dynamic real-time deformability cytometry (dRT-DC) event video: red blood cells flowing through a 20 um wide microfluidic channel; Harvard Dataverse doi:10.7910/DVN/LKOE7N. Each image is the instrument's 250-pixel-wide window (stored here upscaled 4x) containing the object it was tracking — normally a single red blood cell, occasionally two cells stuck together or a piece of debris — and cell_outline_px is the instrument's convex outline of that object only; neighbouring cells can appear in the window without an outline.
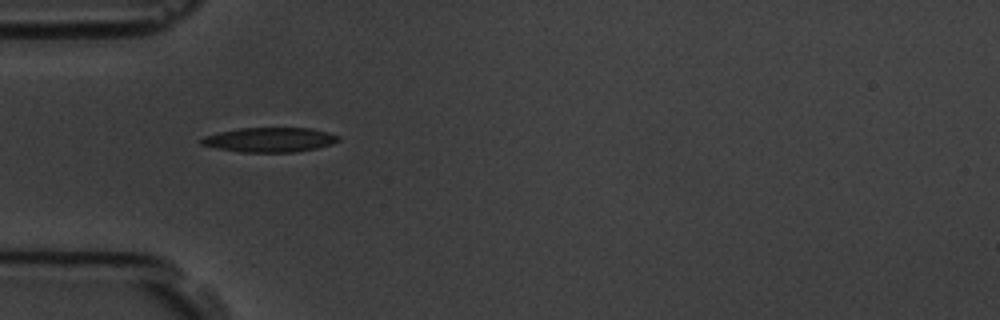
{"species": "common noctule bat (a hibernating species)", "species_latin": "Nyctalus noctula", "temperature_condition": "room temperature", "stored_images_in_passage": 7, "camera_frame_rate_fps": 3000, "um_per_image_px": 0.085, "animal": {"sex": "male", "body_mass_g": 19.5, "forearm_length_mm": 54.6}, "frame": {"image": 1, "passage_image": 6, "time_ms": 5.667, "image_size_px": [1000, 320], "cell_outline_px": [[340, 140], [332, 144], [316, 148], [296, 152], [240, 152], [216, 148], [200, 144], [200, 140], [204, 136], [220, 132], [240, 128], [312, 128], [328, 132], [340, 136]], "centroid_in_image_um": [22.95, 11.88], "position_along_channel_um": 62.1, "area_um2": 19.65}}
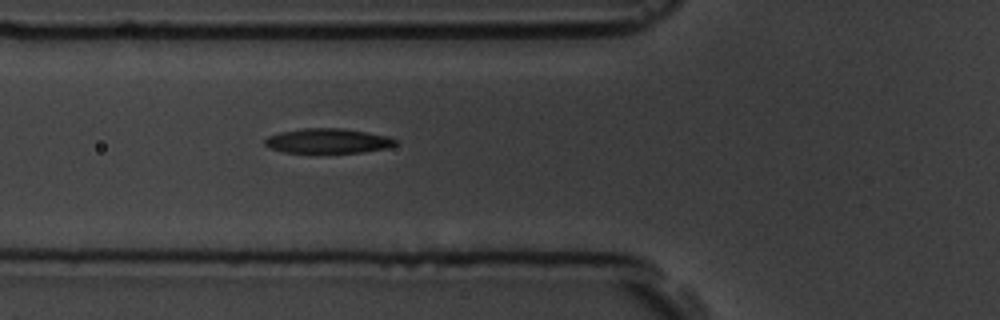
{"frame": {"image": 2, "passage_image": 7, "time_ms": 6.667, "image_size_px": [1000, 320], "cell_outline_px": [[400, 140], [396, 144], [388, 148], [364, 152], [284, 152], [268, 148], [264, 144], [264, 140], [268, 136], [280, 132], [304, 128], [340, 128], [388, 136]], "centroid_in_image_um": [27.87, 11.97], "position_along_channel_um": 97.9, "area_um2": 18.79}}